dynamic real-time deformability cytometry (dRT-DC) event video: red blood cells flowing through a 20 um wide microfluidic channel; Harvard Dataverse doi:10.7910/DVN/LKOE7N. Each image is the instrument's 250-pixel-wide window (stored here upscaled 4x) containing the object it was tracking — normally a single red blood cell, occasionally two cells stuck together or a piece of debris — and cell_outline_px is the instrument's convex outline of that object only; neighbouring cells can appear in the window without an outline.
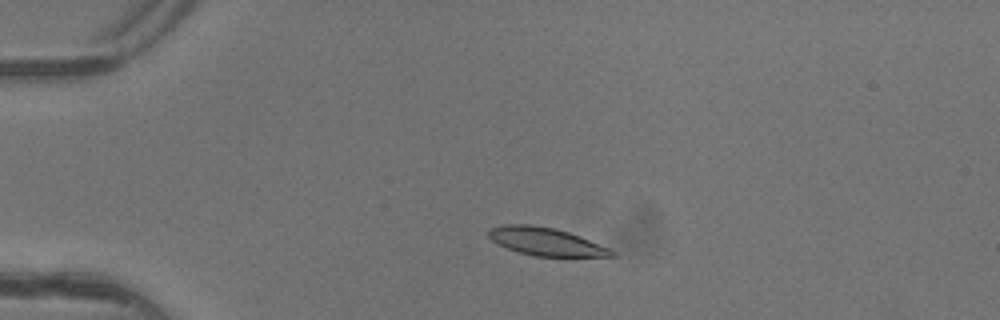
{"species": "common noctule bat (a hibernating species)", "species_latin": "Nyctalus noctula", "temperature_condition": "warm", "stored_images_in_passage": 3, "camera_frame_rate_fps": 3000, "um_per_image_px": 0.085, "animal": {"sex": "female"}, "frame": {"image": 1, "passage_image": 2, "time_ms": 0.333, "image_size_px": [1000, 320], "cell_outline_px": [[616, 256], [536, 256], [520, 252], [508, 248], [492, 240], [488, 236], [488, 232], [492, 228], [504, 224], [532, 224], [552, 228], [568, 232], [580, 236], [608, 248], [616, 252]], "centroid_in_image_um": [46.4, 20.53], "position_along_channel_um": 38.6, "area_um2": 19.59}}